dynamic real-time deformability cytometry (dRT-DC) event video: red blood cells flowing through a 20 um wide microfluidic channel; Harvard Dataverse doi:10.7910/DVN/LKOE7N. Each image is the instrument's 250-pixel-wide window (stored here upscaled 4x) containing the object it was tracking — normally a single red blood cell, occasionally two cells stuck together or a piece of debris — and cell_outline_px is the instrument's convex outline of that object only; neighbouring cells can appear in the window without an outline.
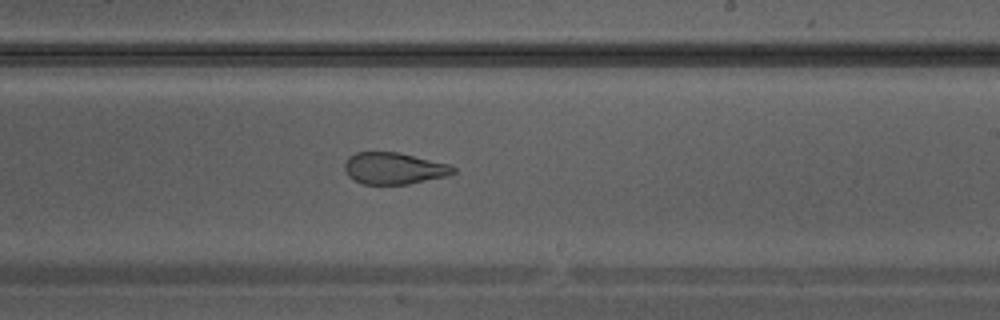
{"species": "Egyptian fruit bat (a non-hibernating species)", "species_latin": "Rousettus aegyptiacus", "temperature_condition": "warm", "stored_images_in_passage": 37, "camera_frame_rate_fps": 3000, "um_per_image_px": 0.085, "animal": {"sex": "male"}, "frame": {"image": 1, "passage_image": 22, "time_ms": 7.0, "image_size_px": [1000, 320], "cell_outline_px": [[456, 172], [448, 176], [408, 184], [364, 184], [348, 176], [344, 168], [344, 164], [348, 156], [356, 152], [396, 152], [452, 164], [456, 168]], "centroid_in_image_um": [33.52, 14.3], "position_along_channel_um": 255.5, "area_um2": 20.17}}
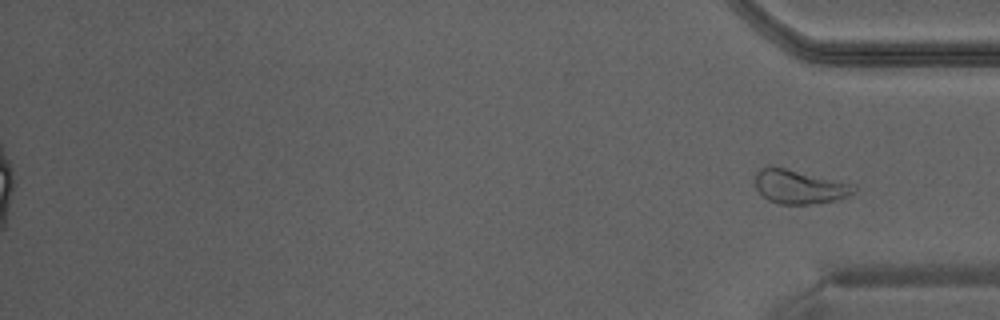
{"frame": {"image": 2, "passage_image": 37, "time_ms": 12.0, "image_size_px": [1000, 320], "cell_outline_px": [[856, 192], [848, 196], [836, 200], [812, 204], [780, 204], [768, 200], [756, 188], [756, 172], [760, 168], [784, 168], [852, 184], [856, 188]], "centroid_in_image_um": [67.96, 15.9], "position_along_channel_um": 367.2, "area_um2": 19.02}}